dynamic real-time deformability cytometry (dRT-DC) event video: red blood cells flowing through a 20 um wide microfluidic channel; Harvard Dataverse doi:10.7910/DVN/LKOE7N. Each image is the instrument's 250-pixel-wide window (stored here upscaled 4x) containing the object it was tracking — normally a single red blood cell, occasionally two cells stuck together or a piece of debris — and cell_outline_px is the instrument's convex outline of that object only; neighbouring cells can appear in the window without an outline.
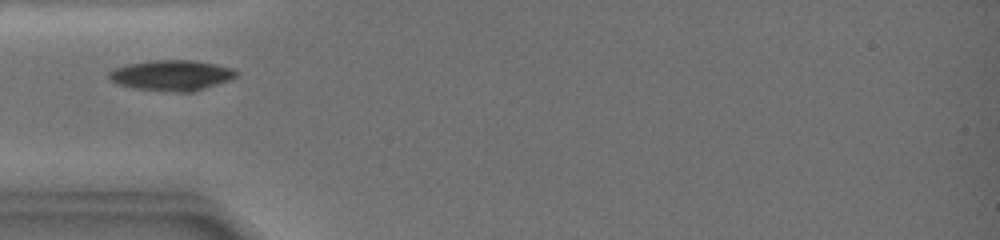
{"species": "common noctule bat (a hibernating species)", "species_latin": "Nyctalus noctula", "temperature_condition": "warm", "stored_images_in_passage": 24, "camera_frame_rate_fps": 3000, "um_per_image_px": 0.085, "animal": {"sex": "female", "body_mass_g": 19.0, "forearm_length_mm": 51.5}, "frame": {"image": 1, "passage_image": 1, "time_ms": 0.0, "image_size_px": [1000, 240], "cell_outline_px": [[236, 76], [228, 80], [192, 92], [172, 92], [136, 88], [116, 84], [108, 76], [108, 72], [116, 68], [128, 64], [156, 60], [188, 60], [212, 64], [232, 68], [236, 72]], "centroid_in_image_um": [14.54, 6.41], "position_along_channel_um": 70.5, "area_um2": 22.14}}
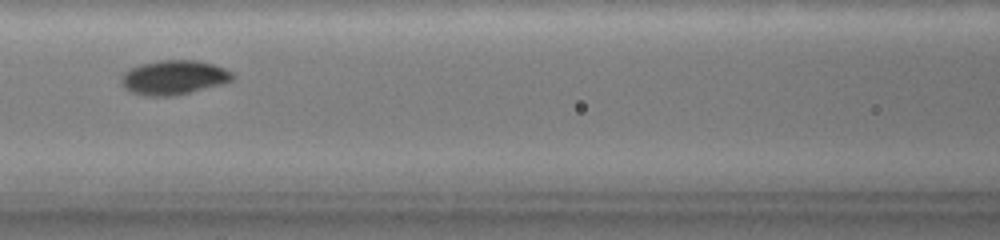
{"frame": {"image": 2, "passage_image": 16, "time_ms": 2.333, "image_size_px": [1000, 240], "cell_outline_px": [[232, 76], [228, 80], [188, 92], [164, 96], [136, 92], [128, 88], [124, 84], [124, 72], [140, 64], [160, 60], [196, 60], [212, 64], [224, 68], [232, 72]], "centroid_in_image_um": [14.78, 6.53], "position_along_channel_um": 151.8, "area_um2": 20.75}}
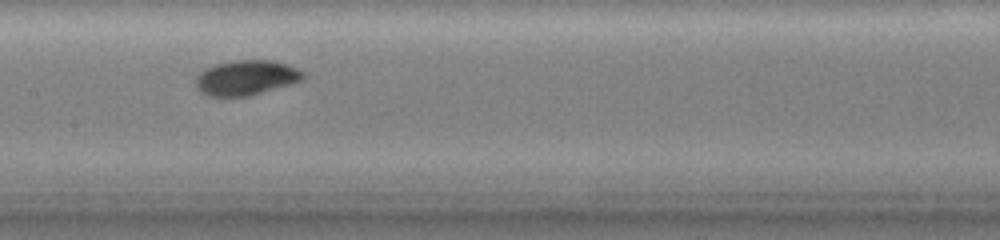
{"frame": {"image": 3, "passage_image": 23, "time_ms": 3.333, "image_size_px": [1000, 240], "cell_outline_px": [[304, 76], [300, 80], [244, 96], [212, 96], [204, 92], [196, 84], [196, 76], [204, 68], [212, 64], [236, 60], [272, 60], [288, 64], [300, 68], [304, 72]], "centroid_in_image_um": [20.91, 6.55], "position_along_channel_um": 186.5, "area_um2": 21.33}}